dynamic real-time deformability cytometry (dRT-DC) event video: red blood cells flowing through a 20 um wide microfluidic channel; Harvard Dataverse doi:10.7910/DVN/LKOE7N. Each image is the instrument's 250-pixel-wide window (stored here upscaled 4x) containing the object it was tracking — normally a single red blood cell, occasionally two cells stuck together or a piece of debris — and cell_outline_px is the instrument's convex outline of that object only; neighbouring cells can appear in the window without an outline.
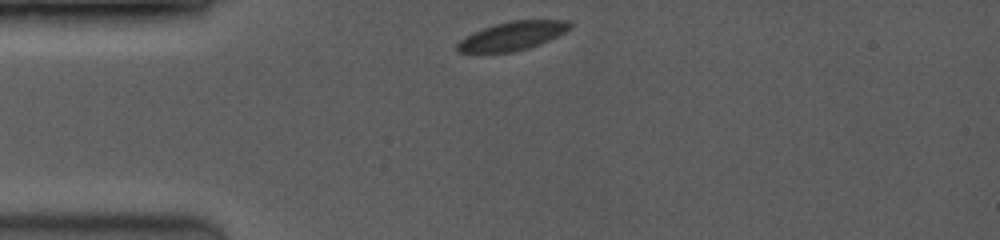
{"species": "common noctule bat (a hibernating species)", "species_latin": "Nyctalus noctula", "temperature_condition": "room temperature", "stored_images_in_passage": 38, "camera_frame_rate_fps": 3500, "um_per_image_px": 0.085, "animal": {"sex": "female", "body_mass_g": 19.0, "forearm_length_mm": 53.3}, "frame": {"image": 1, "passage_image": 1, "time_ms": 0.0, "image_size_px": [1000, 240], "cell_outline_px": [[572, 28], [540, 44], [528, 48], [512, 52], [460, 52], [456, 48], [456, 44], [464, 36], [484, 28], [496, 24], [512, 20], [568, 20], [572, 24]], "centroid_in_image_um": [43.56, 3.04], "position_along_channel_um": 41.4, "area_um2": 18.61}}
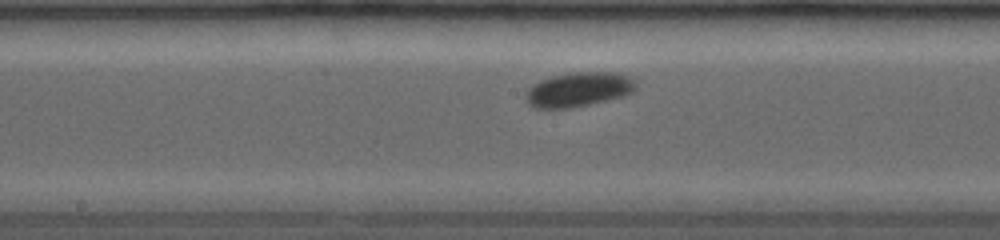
{"frame": {"image": 2, "passage_image": 17, "time_ms": 4.571, "image_size_px": [1000, 240], "cell_outline_px": [[636, 88], [632, 92], [624, 96], [608, 100], [572, 108], [532, 108], [528, 104], [524, 96], [528, 88], [532, 84], [540, 80], [552, 76], [568, 72], [612, 72], [628, 76], [636, 80]], "centroid_in_image_um": [49.16, 7.61], "position_along_channel_um": 199.0, "area_um2": 22.43}}
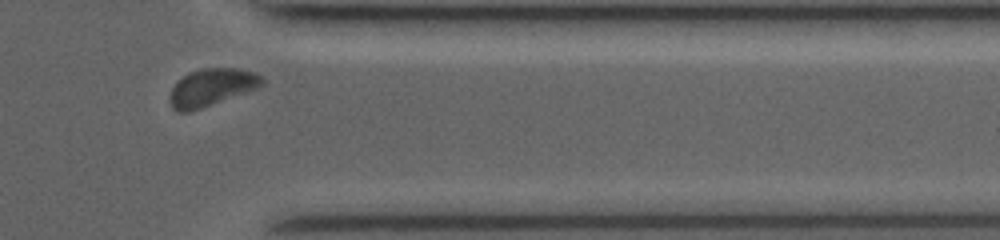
{"frame": {"image": 3, "passage_image": 34, "time_ms": 9.429, "image_size_px": [1000, 240], "cell_outline_px": [[264, 84], [260, 88], [188, 112], [176, 112], [172, 108], [168, 96], [172, 88], [188, 72], [200, 68], [236, 68], [256, 72], [264, 80]], "centroid_in_image_um": [18.0, 7.42], "position_along_channel_um": 393.4, "area_um2": 20.17}}